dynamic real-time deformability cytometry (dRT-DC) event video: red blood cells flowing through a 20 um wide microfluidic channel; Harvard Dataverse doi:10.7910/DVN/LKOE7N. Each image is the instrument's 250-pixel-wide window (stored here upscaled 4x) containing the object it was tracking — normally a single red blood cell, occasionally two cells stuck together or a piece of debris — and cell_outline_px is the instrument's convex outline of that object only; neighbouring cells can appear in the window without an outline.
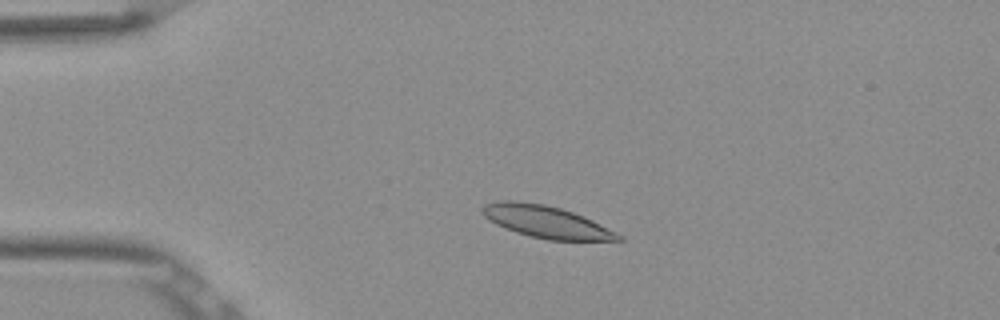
{"species": "Egyptian fruit bat (a non-hibernating species)", "species_latin": "Rousettus aegyptiacus", "temperature_condition": "room temperature", "stored_images_in_passage": 51, "camera_frame_rate_fps": 3000, "um_per_image_px": 0.085, "frame": {"image": 1, "passage_image": 10, "time_ms": 3.0, "image_size_px": [1000, 320], "cell_outline_px": [[624, 240], [548, 240], [528, 236], [504, 228], [488, 220], [480, 212], [480, 208], [484, 204], [500, 200], [512, 200], [544, 204], [560, 208], [584, 216], [624, 236]], "centroid_in_image_um": [46.38, 18.85], "position_along_channel_um": 38.6, "area_um2": 25.55}}
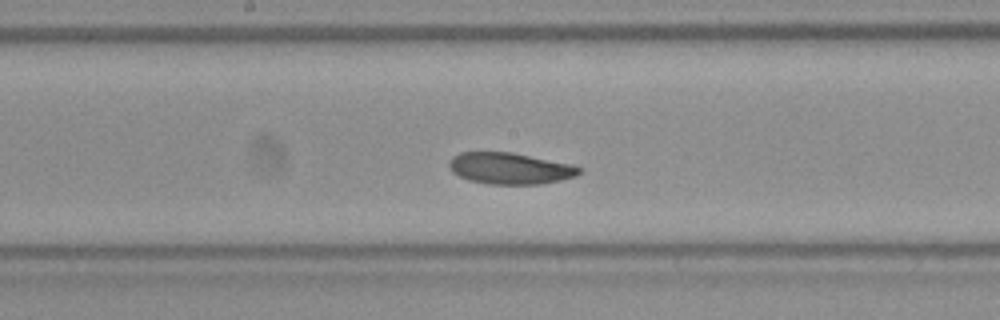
{"frame": {"image": 2, "passage_image": 26, "time_ms": 8.333, "image_size_px": [1000, 320], "cell_outline_px": [[580, 172], [576, 176], [560, 180], [540, 184], [488, 184], [468, 180], [452, 172], [448, 168], [448, 160], [452, 156], [460, 152], [512, 152], [572, 164], [580, 168]], "centroid_in_image_um": [43.3, 14.31], "position_along_channel_um": 204.9, "area_um2": 23.93}}
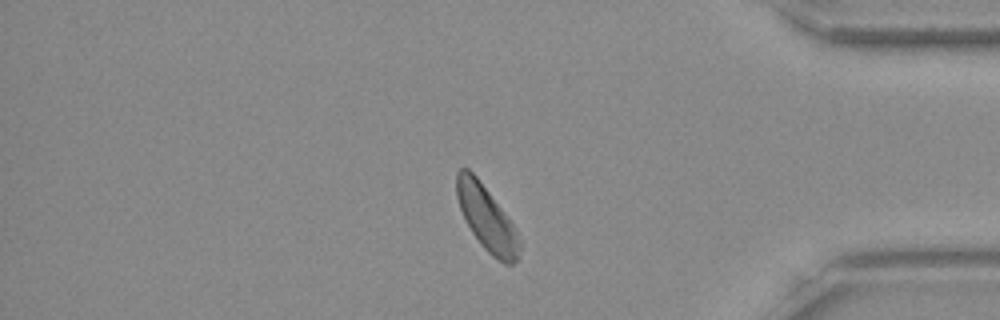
{"frame": {"image": 3, "passage_image": 43, "time_ms": 14.0, "image_size_px": [1000, 320], "cell_outline_px": [[520, 248], [516, 260], [512, 264], [504, 264], [492, 256], [480, 244], [472, 232], [460, 208], [456, 196], [456, 172], [460, 168], [468, 168], [476, 176], [516, 228], [520, 240]], "centroid_in_image_um": [41.36, 18.56], "position_along_channel_um": 393.8, "area_um2": 23.35}, "authors_computed_cell_mechanics": {"area_um2": 24.1026, "velocity_mm_per_s": 3.7984, "shape_relaxation_time_tau1_ms": 3.3369, "shape_relaxation_time_tau2_ms": null, "deformation_change_tau1": 0.1028, "deformation_change_tau2": null}}